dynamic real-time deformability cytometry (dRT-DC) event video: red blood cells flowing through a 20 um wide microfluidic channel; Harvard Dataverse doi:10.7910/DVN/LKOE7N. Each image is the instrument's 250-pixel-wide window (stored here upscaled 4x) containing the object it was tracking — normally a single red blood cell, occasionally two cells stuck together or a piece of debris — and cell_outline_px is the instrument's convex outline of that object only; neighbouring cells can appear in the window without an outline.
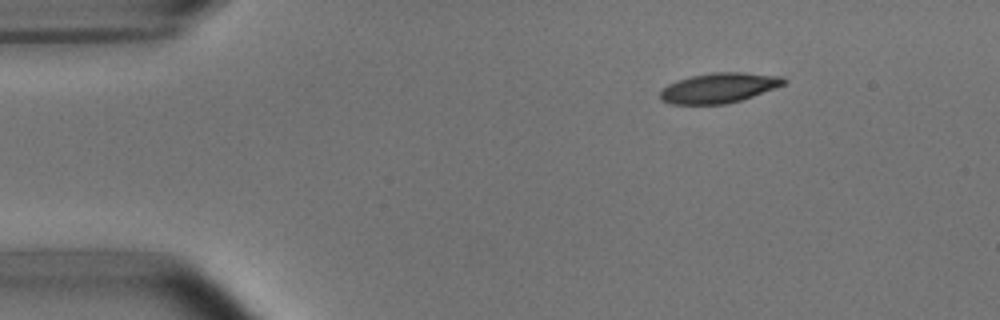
{"species": "common noctule bat (a hibernating species)", "species_latin": "Nyctalus noctula", "temperature_condition": "room temperature", "stored_images_in_passage": 8, "camera_frame_rate_fps": 3000, "um_per_image_px": 0.085, "animal": {"sex": "male", "body_mass_g": 15.6}, "frame": {"image": 1, "passage_image": 1, "time_ms": 0.0, "image_size_px": [1000, 320], "cell_outline_px": [[788, 80], [784, 84], [752, 96], [740, 100], [724, 104], [672, 104], [660, 100], [660, 92], [668, 84], [676, 80], [692, 76], [712, 72], [740, 72], [784, 76]], "centroid_in_image_um": [61.1, 7.46], "position_along_channel_um": 23.9, "area_um2": 21.5}}